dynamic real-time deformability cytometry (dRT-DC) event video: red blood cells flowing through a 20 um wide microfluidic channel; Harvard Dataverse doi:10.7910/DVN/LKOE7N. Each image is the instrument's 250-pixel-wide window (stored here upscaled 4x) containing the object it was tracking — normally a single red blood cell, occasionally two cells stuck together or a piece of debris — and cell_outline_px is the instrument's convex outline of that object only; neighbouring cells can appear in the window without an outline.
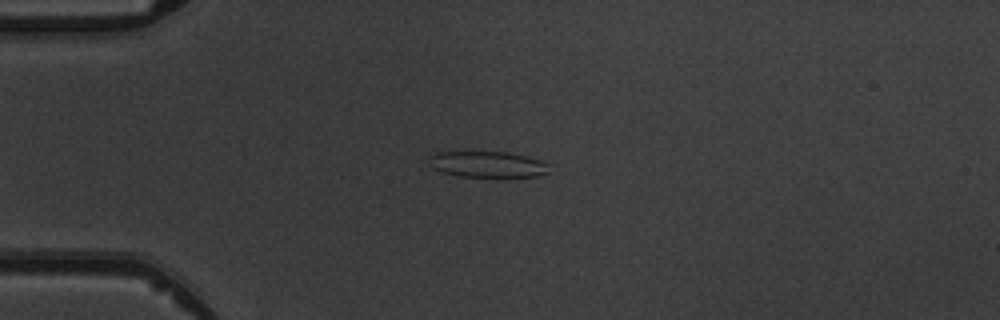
{"species": "common noctule bat (a hibernating species)", "species_latin": "Nyctalus noctula", "temperature_condition": "warm", "stored_images_in_passage": 3, "camera_frame_rate_fps": 3000, "um_per_image_px": 0.085, "animal": {"sex": "male", "body_mass_g": 19.5, "forearm_length_mm": 54.6}, "frame": {"image": 1, "passage_image": 1, "time_ms": 0.0, "image_size_px": [1000, 320], "cell_outline_px": [[548, 172], [540, 176], [456, 176], [440, 172], [432, 168], [428, 164], [428, 156], [436, 152], [508, 152], [540, 160], [548, 164]], "centroid_in_image_um": [41.36, 13.96], "position_along_channel_um": 43.6, "area_um2": 18.21}}
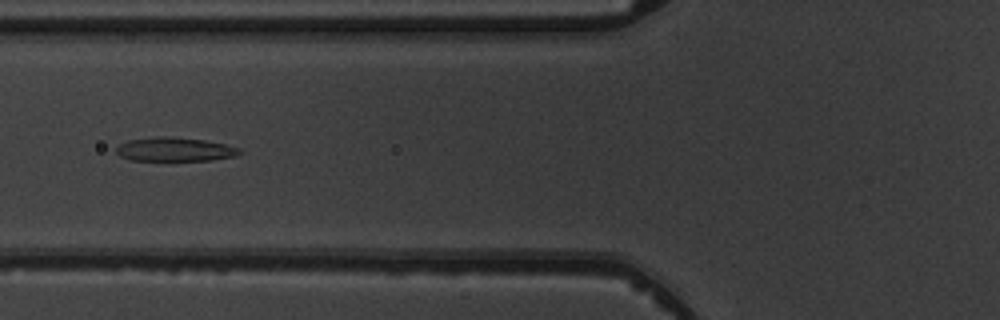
{"frame": {"image": 2, "passage_image": 3, "time_ms": 2.333, "image_size_px": [1000, 320], "cell_outline_px": [[244, 152], [236, 156], [212, 160], [128, 160], [120, 156], [116, 152], [116, 148], [120, 144], [128, 140], [156, 136], [164, 136], [204, 140], [224, 144], [240, 148]], "centroid_in_image_um": [14.86, 12.7], "position_along_channel_um": 110.9, "area_um2": 17.17}}